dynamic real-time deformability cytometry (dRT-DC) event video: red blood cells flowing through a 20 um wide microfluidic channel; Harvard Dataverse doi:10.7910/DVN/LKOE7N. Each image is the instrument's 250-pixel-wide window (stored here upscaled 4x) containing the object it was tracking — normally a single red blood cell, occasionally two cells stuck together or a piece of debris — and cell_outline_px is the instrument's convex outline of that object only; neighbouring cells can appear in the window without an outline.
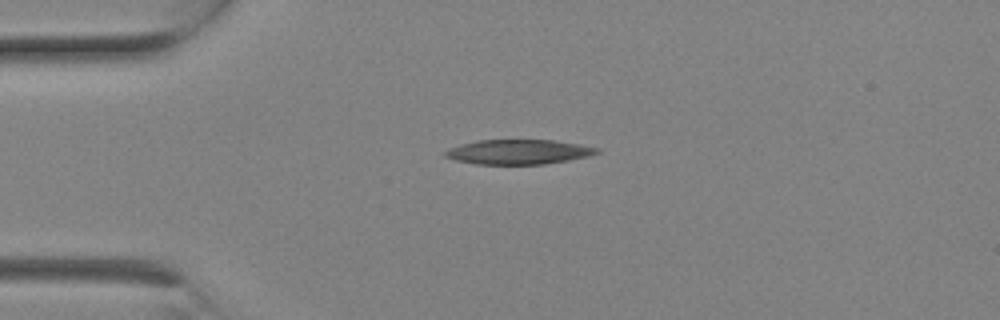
{"species": "Egyptian fruit bat (a non-hibernating species)", "species_latin": "Rousettus aegyptiacus", "temperature_condition": "room temperature", "stored_images_in_passage": 1, "camera_frame_rate_fps": 3000, "um_per_image_px": 0.085, "animal": {"sex": "female"}, "frame": {"image": 1, "passage_image": 1, "time_ms": 0.0, "image_size_px": [1000, 320], "cell_outline_px": [[600, 152], [588, 156], [568, 160], [544, 164], [476, 164], [456, 160], [444, 156], [444, 152], [448, 148], [460, 144], [476, 140], [552, 140], [580, 144], [600, 148]], "centroid_in_image_um": [44.06, 12.9], "position_along_channel_um": 40.9, "area_um2": 21.85}}